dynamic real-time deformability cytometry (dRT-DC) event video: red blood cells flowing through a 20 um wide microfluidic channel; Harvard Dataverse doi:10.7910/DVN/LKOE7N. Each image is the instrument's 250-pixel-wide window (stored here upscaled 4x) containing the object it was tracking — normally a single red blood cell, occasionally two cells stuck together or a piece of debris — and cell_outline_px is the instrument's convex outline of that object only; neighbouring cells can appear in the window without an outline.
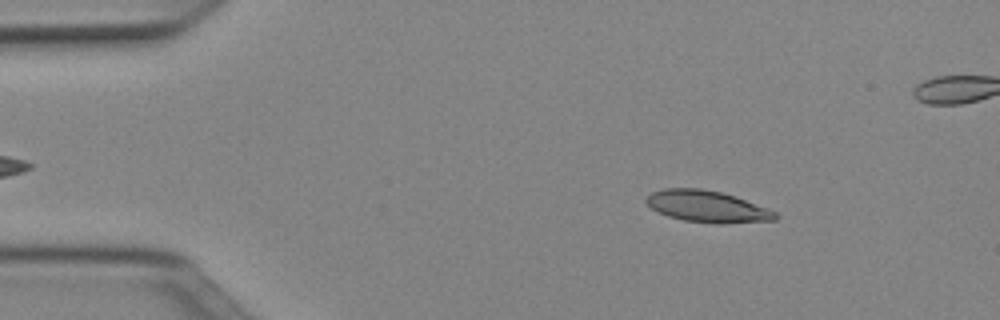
{"species": "Egyptian fruit bat (a non-hibernating species)", "species_latin": "Rousettus aegyptiacus", "temperature_condition": "cold", "stored_images_in_passage": 51, "camera_frame_rate_fps": 3000, "um_per_image_px": 0.085, "animal": {"sex": "female"}, "frame": {"image": 1, "passage_image": 7, "time_ms": 2.0, "image_size_px": [1000, 320], "cell_outline_px": [[780, 216], [776, 220], [720, 224], [716, 224], [684, 220], [668, 216], [652, 208], [644, 200], [652, 192], [664, 188], [700, 188], [720, 192], [736, 196], [768, 208], [776, 212]], "centroid_in_image_um": [60.15, 17.55], "position_along_channel_um": 24.8, "area_um2": 23.81}}
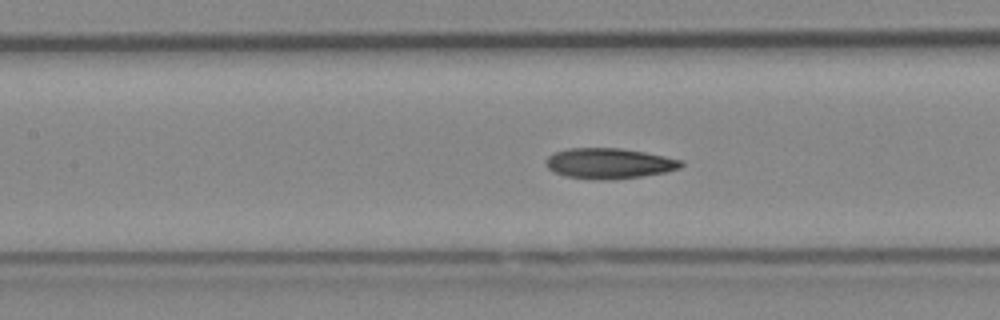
{"frame": {"image": 2, "passage_image": 22, "time_ms": 7.0, "image_size_px": [1000, 320], "cell_outline_px": [[684, 164], [680, 168], [668, 172], [612, 180], [596, 180], [564, 176], [548, 168], [544, 164], [544, 160], [548, 156], [556, 152], [568, 148], [620, 148], [644, 152], [684, 160]], "centroid_in_image_um": [51.78, 13.89], "position_along_channel_um": 155.6, "area_um2": 24.22}}
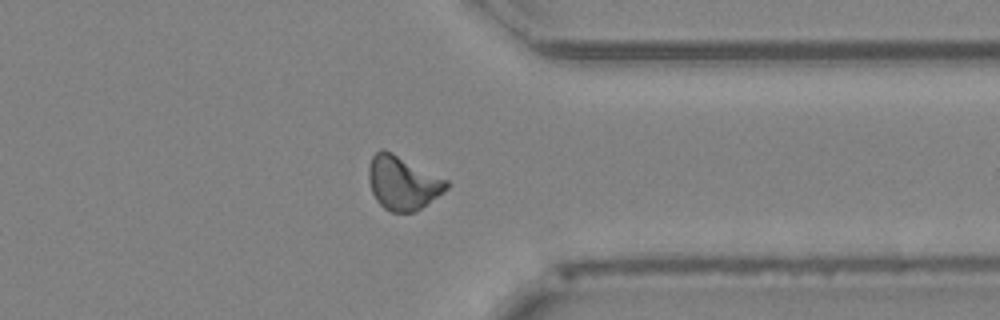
{"frame": {"image": 3, "passage_image": 39, "time_ms": 12.667, "image_size_px": [1000, 320], "cell_outline_px": [[448, 188], [444, 192], [420, 208], [412, 212], [392, 212], [384, 208], [376, 200], [372, 192], [368, 180], [368, 168], [372, 156], [380, 148], [384, 148], [448, 180]], "centroid_in_image_um": [34.21, 15.52], "position_along_channel_um": 377.2, "area_um2": 24.33}, "authors_computed_cell_mechanics": {"area_um2": 23.2934, "velocity_mm_per_s": 3.9954, "shape_relaxation_time_tau1_ms": 6.5949, "shape_relaxation_time_tau2_ms": 3.9521, "deformation_change_tau1": 0.1608, "deformation_change_tau2": 0.1061}}